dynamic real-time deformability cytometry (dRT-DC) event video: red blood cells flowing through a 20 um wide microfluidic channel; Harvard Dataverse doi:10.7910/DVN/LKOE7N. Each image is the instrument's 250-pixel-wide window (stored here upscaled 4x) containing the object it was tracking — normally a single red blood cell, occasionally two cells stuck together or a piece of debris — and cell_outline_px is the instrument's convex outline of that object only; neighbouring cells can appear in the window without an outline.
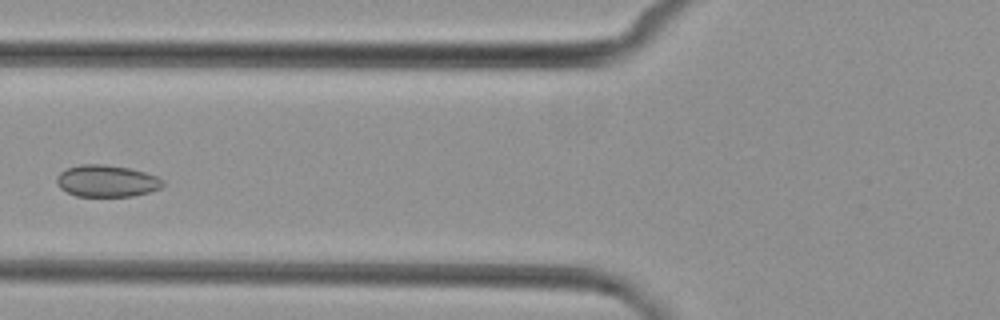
{"species": "common noctule bat (a hibernating species)", "species_latin": "Nyctalus noctula", "temperature_condition": "cold", "stored_images_in_passage": 6, "camera_frame_rate_fps": 3000, "um_per_image_px": 0.085, "animal": {"sex": "female", "body_mass_g": 29.2, "forearm_length_mm": 56.3}, "frame": {"image": 1, "passage_image": 6, "time_ms": 6.0, "image_size_px": [1000, 320], "cell_outline_px": [[164, 184], [160, 188], [148, 192], [132, 196], [76, 196], [60, 188], [56, 184], [56, 176], [60, 172], [68, 168], [80, 164], [104, 164], [128, 168], [144, 172], [156, 176], [164, 180]], "centroid_in_image_um": [9.05, 15.38], "position_along_channel_um": 116.8, "area_um2": 19.65}}